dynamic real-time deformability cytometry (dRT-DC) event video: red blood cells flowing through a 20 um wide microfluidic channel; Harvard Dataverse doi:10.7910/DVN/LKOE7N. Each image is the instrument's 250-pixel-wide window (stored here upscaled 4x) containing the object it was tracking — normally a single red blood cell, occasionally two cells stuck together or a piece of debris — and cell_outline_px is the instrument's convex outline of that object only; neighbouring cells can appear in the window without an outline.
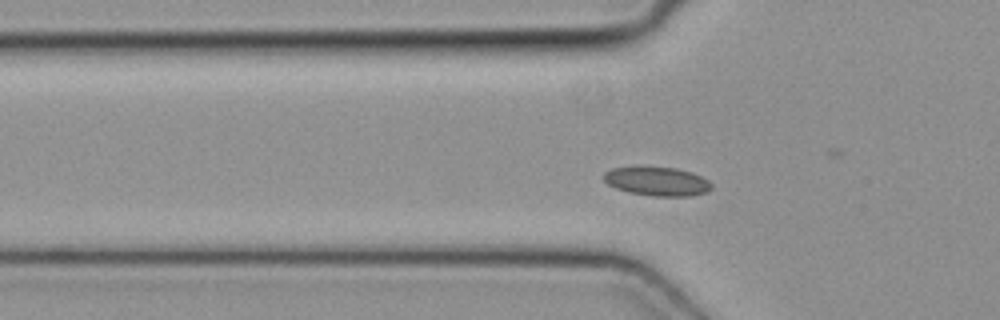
{"species": "common noctule bat (a hibernating species)", "species_latin": "Nyctalus noctula", "temperature_condition": "cold", "stored_images_in_passage": 38, "camera_frame_rate_fps": 3000, "um_per_image_px": 0.085, "animal": {"sex": "female", "body_mass_g": 19.3, "forearm_length_mm": 54.1}, "frame": {"image": 1, "passage_image": 3, "time_ms": 0.667, "image_size_px": [1000, 320], "cell_outline_px": [[712, 188], [708, 192], [692, 196], [652, 196], [628, 192], [616, 188], [608, 184], [604, 180], [604, 172], [612, 168], [640, 164], [676, 168], [692, 172], [708, 180], [712, 184]], "centroid_in_image_um": [55.84, 15.38], "position_along_channel_um": 70.0, "area_um2": 18.84}}
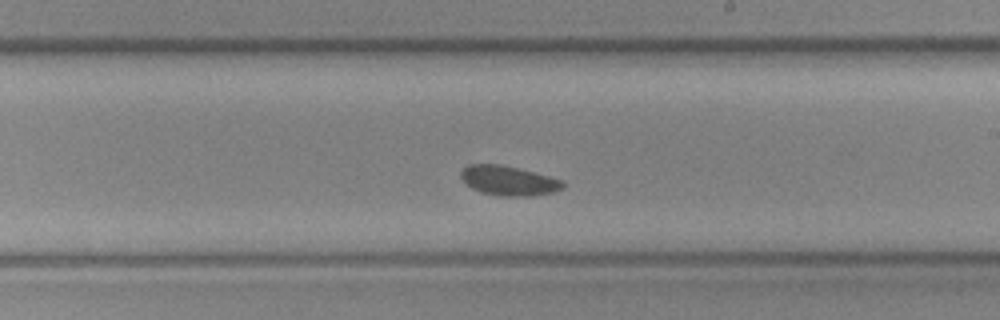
{"frame": {"image": 2, "passage_image": 16, "time_ms": 5.0, "image_size_px": [1000, 320], "cell_outline_px": [[564, 188], [552, 192], [532, 196], [500, 196], [480, 192], [472, 188], [460, 176], [460, 172], [468, 164], [500, 164], [564, 180]], "centroid_in_image_um": [43.23, 15.36], "position_along_channel_um": 245.8, "area_um2": 17.46}}
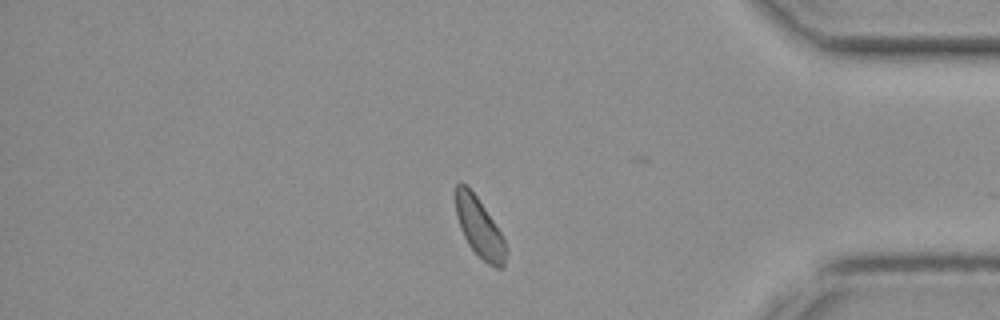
{"frame": {"image": 3, "passage_image": 29, "time_ms": 9.333, "image_size_px": [1000, 320], "cell_outline_px": [[508, 252], [504, 268], [496, 268], [488, 264], [468, 244], [460, 228], [456, 216], [456, 184], [460, 180], [476, 196], [500, 232], [508, 248]], "centroid_in_image_um": [40.77, 19.39], "position_along_channel_um": 394.4, "area_um2": 17.17}}